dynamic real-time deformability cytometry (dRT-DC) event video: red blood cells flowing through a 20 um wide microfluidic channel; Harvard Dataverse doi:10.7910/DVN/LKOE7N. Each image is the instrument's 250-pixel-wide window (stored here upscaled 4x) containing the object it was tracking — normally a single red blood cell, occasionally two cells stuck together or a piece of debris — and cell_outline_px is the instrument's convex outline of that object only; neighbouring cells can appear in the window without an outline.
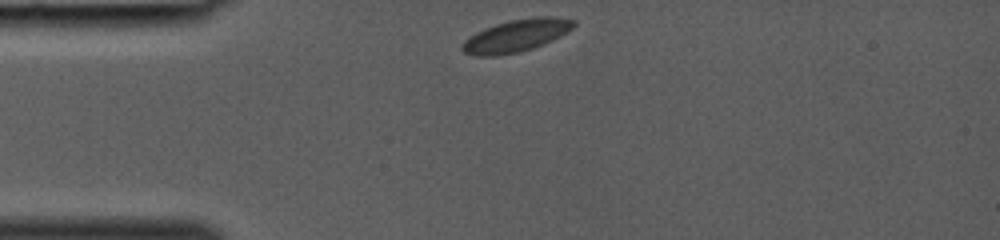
{"species": "common noctule bat (a hibernating species)", "species_latin": "Nyctalus noctula", "temperature_condition": "room temperature", "stored_images_in_passage": 26, "camera_frame_rate_fps": 3000, "um_per_image_px": 0.085, "animal": {"sex": "female", "body_mass_g": 19.0, "forearm_length_mm": 53.3}, "frame": {"image": 1, "passage_image": 1, "time_ms": 0.0, "image_size_px": [1000, 240], "cell_outline_px": [[576, 24], [572, 28], [560, 36], [544, 44], [520, 52], [500, 56], [476, 56], [464, 52], [460, 48], [464, 40], [476, 32], [484, 28], [496, 24], [512, 20], [536, 16], [552, 16], [576, 20]], "centroid_in_image_um": [43.87, 3.04], "position_along_channel_um": 41.1, "area_um2": 21.1}}
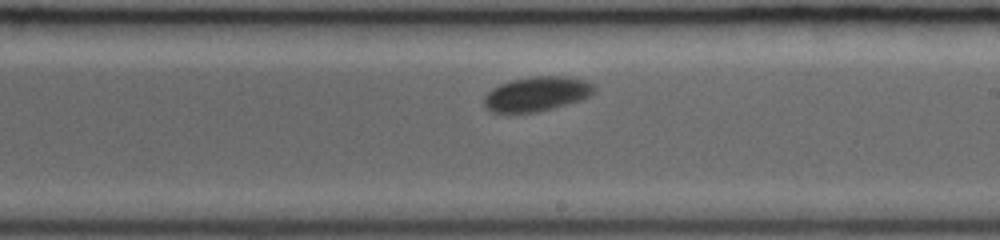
{"frame": {"image": 2, "passage_image": 15, "time_ms": 4.667, "image_size_px": [1000, 240], "cell_outline_px": [[596, 88], [588, 96], [580, 100], [552, 108], [536, 112], [508, 116], [492, 112], [484, 108], [484, 96], [492, 88], [500, 84], [512, 80], [532, 76], [568, 76], [588, 80]], "centroid_in_image_um": [45.55, 8.02], "position_along_channel_um": 243.4, "area_um2": 22.77}}
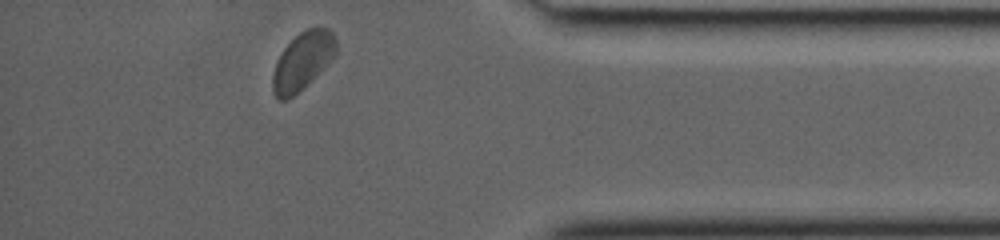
{"frame": {"image": 3, "passage_image": 26, "time_ms": 8.333, "image_size_px": [1000, 240], "cell_outline_px": [[336, 56], [332, 60], [288, 100], [280, 100], [272, 92], [272, 76], [276, 64], [284, 48], [300, 32], [308, 28], [328, 28], [332, 32], [336, 40]], "centroid_in_image_um": [25.73, 5.18], "position_along_channel_um": 409.5, "area_um2": 20.87}}